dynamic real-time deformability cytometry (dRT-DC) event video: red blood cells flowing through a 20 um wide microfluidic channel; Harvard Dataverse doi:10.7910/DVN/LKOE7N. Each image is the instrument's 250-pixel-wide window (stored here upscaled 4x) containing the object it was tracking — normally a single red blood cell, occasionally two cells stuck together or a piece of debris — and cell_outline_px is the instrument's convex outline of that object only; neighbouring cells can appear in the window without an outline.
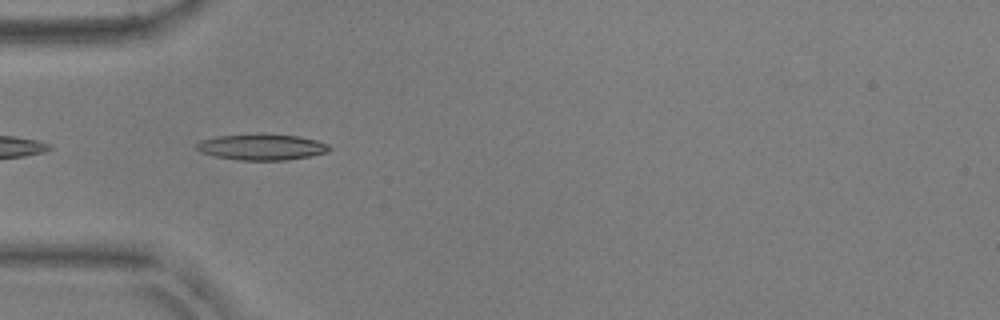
{"species": "common noctule bat (a hibernating species)", "species_latin": "Nyctalus noctula", "temperature_condition": "warm", "stored_images_in_passage": 4, "camera_frame_rate_fps": 3000, "um_per_image_px": 0.085, "animal": {"sex": "male", "body_mass_g": 17.9, "forearm_length_mm": 54.2}, "frame": {"image": 1, "passage_image": 2, "time_ms": 0.333, "image_size_px": [1000, 320], "cell_outline_px": [[332, 148], [328, 152], [288, 160], [240, 160], [216, 156], [200, 152], [196, 148], [196, 144], [200, 140], [220, 136], [260, 132], [264, 132], [300, 136], [316, 140], [328, 144]], "centroid_in_image_um": [22.27, 12.47], "position_along_channel_um": 62.7, "area_um2": 20.52}}